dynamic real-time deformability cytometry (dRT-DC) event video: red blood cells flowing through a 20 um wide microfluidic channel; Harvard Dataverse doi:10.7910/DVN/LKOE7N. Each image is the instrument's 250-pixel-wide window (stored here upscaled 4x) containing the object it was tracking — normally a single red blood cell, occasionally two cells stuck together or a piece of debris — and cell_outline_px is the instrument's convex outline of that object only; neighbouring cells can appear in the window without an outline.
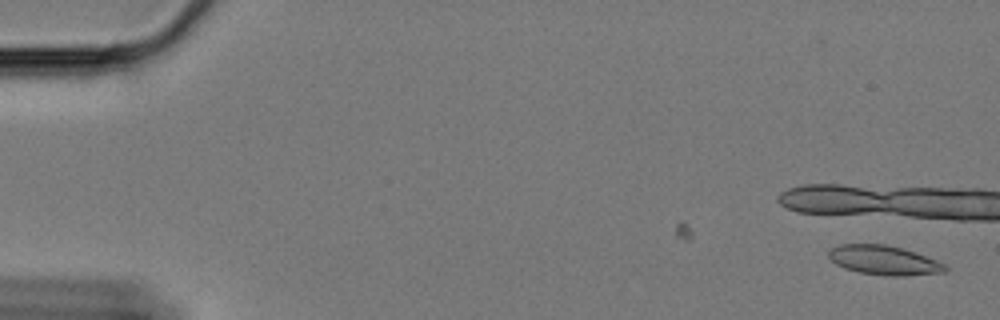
{"species": "Egyptian fruit bat (a non-hibernating species)", "species_latin": "Rousettus aegyptiacus", "temperature_condition": "cold", "stored_images_in_passage": 11, "camera_frame_rate_fps": 3000, "um_per_image_px": 0.085, "animal": {"sex": "female"}, "frame": {"image": 1, "passage_image": 1, "time_ms": 0.0, "image_size_px": [1000, 320], "cell_outline_px": [[948, 268], [944, 272], [904, 276], [884, 276], [860, 272], [844, 268], [836, 264], [828, 256], [828, 252], [832, 248], [840, 244], [884, 244], [900, 248], [936, 260], [944, 264]], "centroid_in_image_um": [75.11, 22.13], "position_along_channel_um": 9.9, "area_um2": 19.65}}